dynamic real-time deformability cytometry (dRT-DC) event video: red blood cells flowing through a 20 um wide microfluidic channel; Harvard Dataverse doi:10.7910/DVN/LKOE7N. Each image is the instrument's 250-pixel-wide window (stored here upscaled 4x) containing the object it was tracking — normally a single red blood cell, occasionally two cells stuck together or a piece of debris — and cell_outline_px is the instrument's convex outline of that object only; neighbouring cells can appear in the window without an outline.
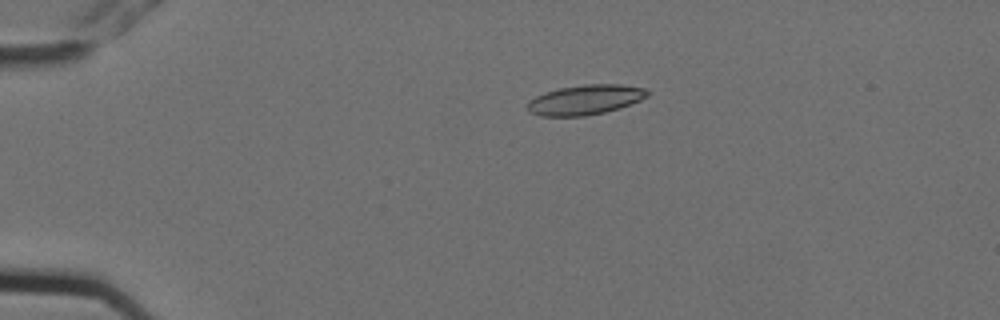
{"species": "Egyptian fruit bat (a non-hibernating species)", "species_latin": "Rousettus aegyptiacus", "temperature_condition": "cold", "stored_images_in_passage": 4, "camera_frame_rate_fps": 3000, "um_per_image_px": 0.085, "animal": {"sex": "female"}, "frame": {"image": 1, "passage_image": 2, "time_ms": 0.333, "image_size_px": [1000, 320], "cell_outline_px": [[648, 96], [640, 100], [604, 112], [584, 116], [540, 116], [528, 112], [528, 100], [544, 92], [560, 88], [584, 84], [620, 84], [644, 88], [648, 92]], "centroid_in_image_um": [49.69, 8.47], "position_along_channel_um": 35.3, "area_um2": 20.69}}
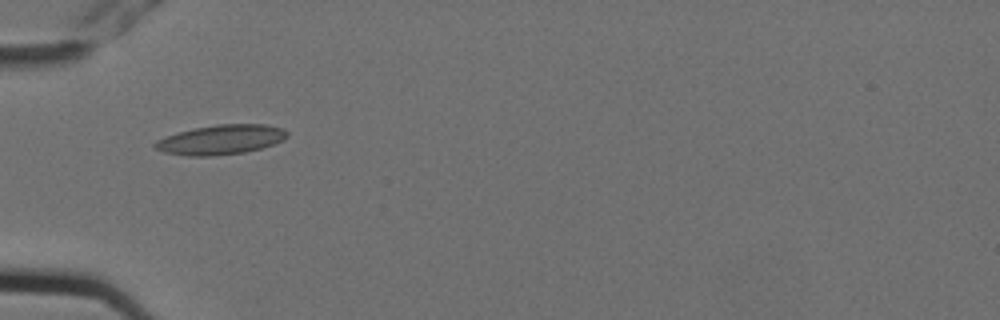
{"frame": {"image": 2, "passage_image": 4, "time_ms": 1.0, "image_size_px": [1000, 320], "cell_outline_px": [[288, 136], [284, 140], [276, 144], [244, 152], [212, 156], [188, 156], [164, 152], [156, 148], [152, 144], [156, 140], [180, 132], [196, 128], [216, 124], [268, 124], [284, 128], [288, 132]], "centroid_in_image_um": [18.84, 11.87], "position_along_channel_um": 66.2, "area_um2": 22.83}}